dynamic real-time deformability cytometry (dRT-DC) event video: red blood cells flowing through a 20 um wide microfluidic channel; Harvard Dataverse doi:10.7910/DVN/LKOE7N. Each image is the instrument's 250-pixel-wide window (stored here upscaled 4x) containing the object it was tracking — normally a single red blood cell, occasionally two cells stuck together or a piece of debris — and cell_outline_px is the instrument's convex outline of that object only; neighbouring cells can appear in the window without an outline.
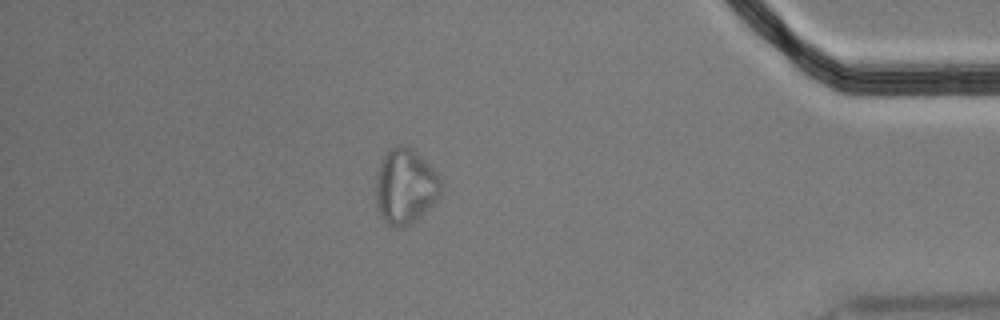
{"species": "Egyptian fruit bat (a non-hibernating species)", "species_latin": "Rousettus aegyptiacus", "temperature_condition": "cold", "stored_images_in_passage": 57, "segment_of_instrument_passage": [2, 2], "camera_frame_rate_fps": 3000, "um_per_image_px": 0.085, "animal": {"sex": "male"}, "frame": {"image": 1, "passage_image": 50, "time_ms": 16.333, "image_size_px": [1000, 320], "cell_outline_px": [[440, 196], [420, 216], [408, 224], [400, 228], [392, 228], [384, 220], [380, 212], [376, 200], [376, 176], [380, 160], [388, 148], [400, 144], [404, 144], [412, 148], [440, 176]], "centroid_in_image_um": [34.42, 15.81], "position_along_channel_um": 400.8, "area_um2": 28.44}}